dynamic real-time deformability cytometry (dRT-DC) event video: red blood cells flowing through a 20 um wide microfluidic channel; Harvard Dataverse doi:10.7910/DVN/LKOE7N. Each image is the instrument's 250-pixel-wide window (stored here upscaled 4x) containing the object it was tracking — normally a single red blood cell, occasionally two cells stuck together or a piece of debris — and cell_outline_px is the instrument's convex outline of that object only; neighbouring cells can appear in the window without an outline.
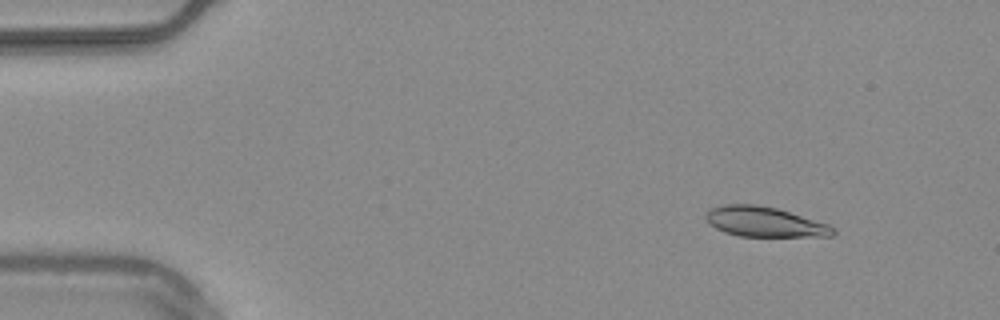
{"species": "common noctule bat (a hibernating species)", "species_latin": "Nyctalus noctula", "temperature_condition": "warm", "stored_images_in_passage": 50, "camera_frame_rate_fps": 3000, "um_per_image_px": 0.085, "animal": {"sex": "male", "body_mass_g": 20.4}, "frame": {"image": 1, "passage_image": 2, "time_ms": 0.333, "image_size_px": [1000, 320], "cell_outline_px": [[836, 232], [832, 236], [740, 236], [724, 232], [708, 224], [704, 216], [708, 208], [724, 204], [756, 204], [776, 208], [828, 224], [836, 228]], "centroid_in_image_um": [64.94, 18.85], "position_along_channel_um": 20.1, "area_um2": 22.31}}
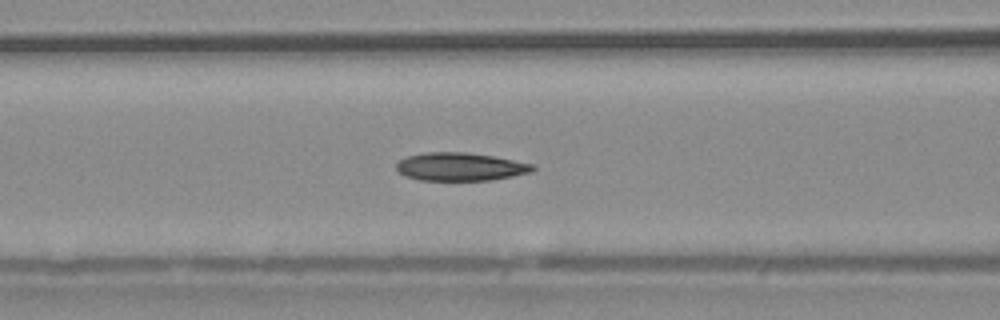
{"frame": {"image": 2, "passage_image": 18, "time_ms": 5.667, "image_size_px": [1000, 320], "cell_outline_px": [[536, 168], [532, 172], [492, 180], [420, 180], [404, 176], [396, 168], [396, 164], [400, 160], [408, 156], [424, 152], [468, 152], [492, 156], [536, 164]], "centroid_in_image_um": [39.15, 14.17], "position_along_channel_um": 127.4, "area_um2": 22.43}}
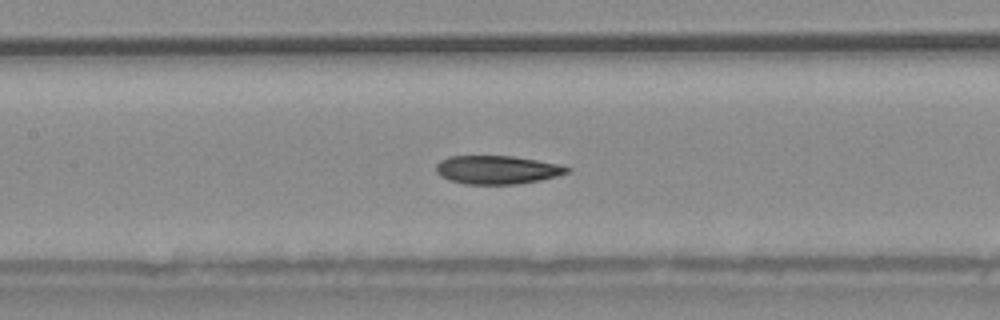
{"frame": {"image": 3, "passage_image": 21, "time_ms": 6.667, "image_size_px": [1000, 320], "cell_outline_px": [[572, 168], [568, 172], [556, 176], [540, 180], [520, 184], [464, 184], [448, 180], [440, 176], [436, 172], [436, 164], [440, 160], [448, 156], [512, 156], [560, 164]], "centroid_in_image_um": [42.23, 14.43], "position_along_channel_um": 165.2, "area_um2": 21.85}, "authors_computed_cell_mechanics": {"area_um2": 22.4553, "velocity_mm_per_s": 3.7481, "shape_relaxation_time_tau1_ms": null, "shape_relaxation_time_tau2_ms": 5.3883, "deformation_change_tau1": null, "deformation_change_tau2": 0.1039}}